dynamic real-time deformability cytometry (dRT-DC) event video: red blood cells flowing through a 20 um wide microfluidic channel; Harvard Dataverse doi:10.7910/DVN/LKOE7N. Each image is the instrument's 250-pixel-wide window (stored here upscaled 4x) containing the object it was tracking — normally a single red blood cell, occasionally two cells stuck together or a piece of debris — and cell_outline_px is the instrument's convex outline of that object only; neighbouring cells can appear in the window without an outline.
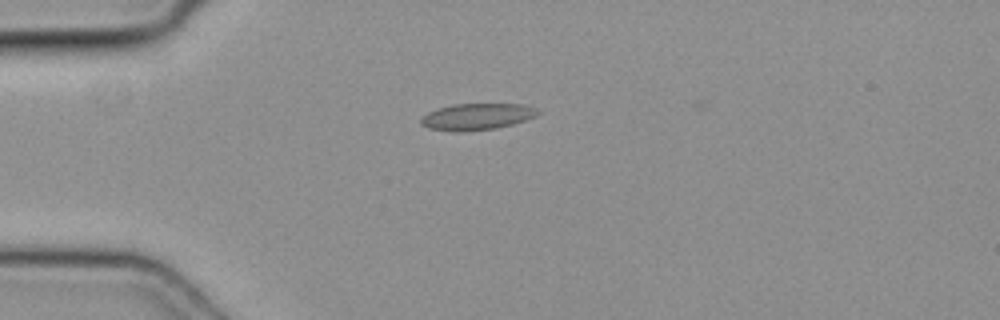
{"species": "common noctule bat (a hibernating species)", "species_latin": "Nyctalus noctula", "temperature_condition": "cold", "stored_images_in_passage": 37, "camera_frame_rate_fps": 3000, "um_per_image_px": 0.085, "animal": {"sex": "female", "body_mass_g": 19.3, "forearm_length_mm": 54.1}, "frame": {"image": 1, "passage_image": 1, "time_ms": 0.0, "image_size_px": [1000, 320], "cell_outline_px": [[540, 112], [536, 116], [512, 124], [496, 128], [428, 128], [420, 124], [420, 120], [428, 112], [436, 108], [452, 104], [520, 104], [536, 108]], "centroid_in_image_um": [40.58, 9.85], "position_along_channel_um": 44.4, "area_um2": 16.99}}
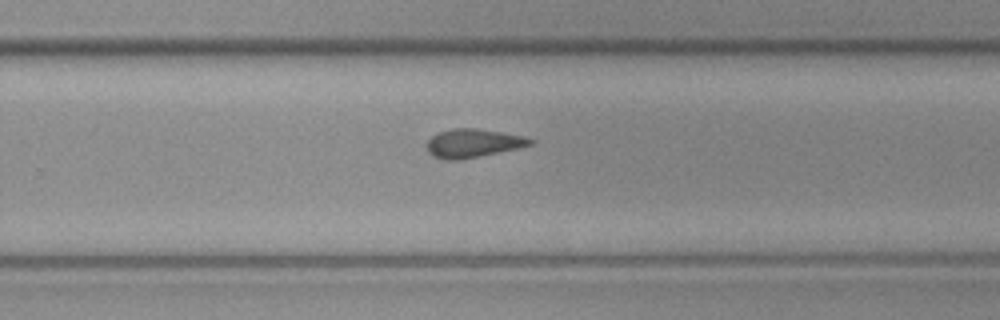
{"frame": {"image": 2, "passage_image": 20, "time_ms": 6.333, "image_size_px": [1000, 320], "cell_outline_px": [[536, 140], [532, 144], [516, 148], [480, 156], [460, 160], [444, 160], [432, 156], [428, 152], [428, 140], [432, 136], [440, 132], [452, 128], [476, 128], [524, 136]], "centroid_in_image_um": [40.19, 12.17], "position_along_channel_um": 289.6, "area_um2": 17.05}}
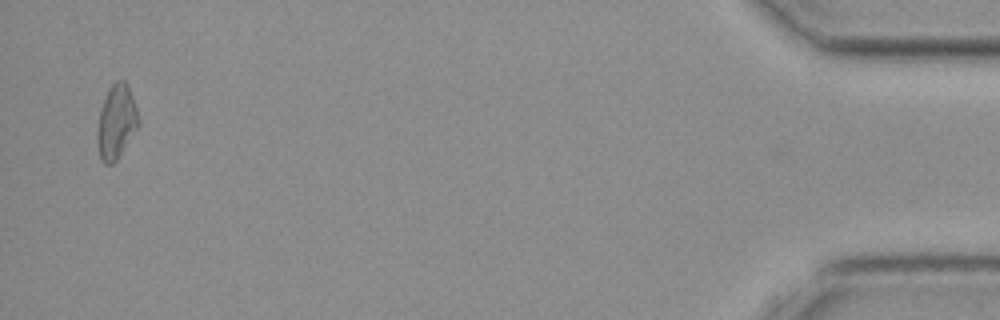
{"frame": {"image": 3, "passage_image": 36, "time_ms": 11.667, "image_size_px": [1000, 320], "cell_outline_px": [[140, 120], [136, 128], [116, 160], [112, 164], [104, 164], [100, 160], [96, 140], [96, 128], [100, 112], [108, 88], [116, 80], [124, 80], [128, 84]], "centroid_in_image_um": [9.85, 10.35], "position_along_channel_um": 425.3, "area_um2": 17.63}}